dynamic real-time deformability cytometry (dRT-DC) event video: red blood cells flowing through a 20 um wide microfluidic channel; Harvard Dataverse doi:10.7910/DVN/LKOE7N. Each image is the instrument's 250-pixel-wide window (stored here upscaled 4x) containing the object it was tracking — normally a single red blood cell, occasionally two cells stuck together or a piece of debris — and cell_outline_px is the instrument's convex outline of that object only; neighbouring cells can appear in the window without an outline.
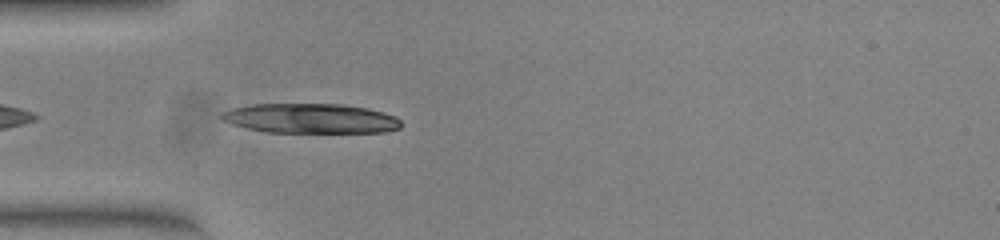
{"species": "common noctule bat (a hibernating species)", "species_latin": "Nyctalus noctula", "temperature_condition": "warm", "stored_images_in_passage": 6, "camera_frame_rate_fps": 3000, "um_per_image_px": 0.085, "animal": {"sex": "female", "body_mass_g": 23.0, "forearm_length_mm": 53.4}, "frame": {"image": 1, "passage_image": 3, "time_ms": 0.667, "image_size_px": [1000, 240], "cell_outline_px": [[400, 128], [384, 132], [268, 132], [248, 128], [232, 124], [224, 120], [220, 116], [220, 112], [232, 108], [252, 104], [344, 104], [368, 108], [396, 116], [400, 120]], "centroid_in_image_um": [26.41, 10.06], "position_along_channel_um": 58.6, "area_um2": 31.04}}
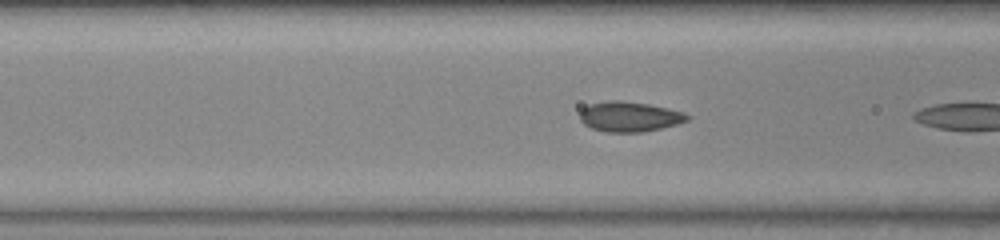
{"frame": {"image": 2, "passage_image": 5, "time_ms": 1.333, "image_size_px": [1000, 240], "cell_outline_px": [[688, 120], [676, 124], [660, 128], [640, 132], [608, 132], [592, 128], [584, 124], [580, 120], [580, 112], [588, 104], [608, 100], [620, 100], [648, 104], [684, 112], [688, 116]], "centroid_in_image_um": [53.46, 9.9], "position_along_channel_um": 113.1, "area_um2": 18.61}}